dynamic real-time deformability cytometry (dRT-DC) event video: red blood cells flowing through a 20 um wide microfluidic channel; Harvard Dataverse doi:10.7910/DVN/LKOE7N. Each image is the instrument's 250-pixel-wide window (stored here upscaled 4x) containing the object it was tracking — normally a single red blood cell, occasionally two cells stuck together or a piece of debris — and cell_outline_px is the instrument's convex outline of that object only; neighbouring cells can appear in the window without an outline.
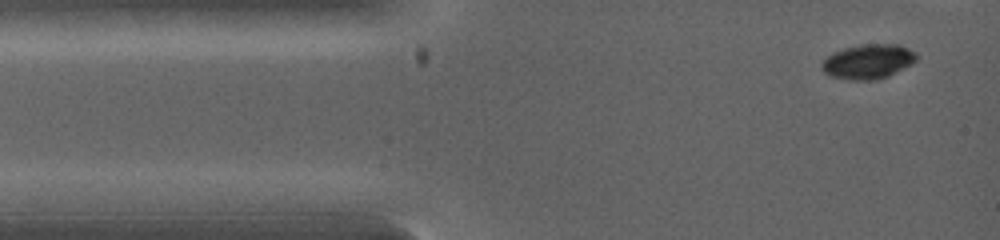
{"species": "common noctule bat (a hibernating species)", "species_latin": "Nyctalus noctula", "temperature_condition": "warm", "stored_images_in_passage": 14, "camera_frame_rate_fps": 5000, "um_per_image_px": 0.085, "animal": {"sex": "female", "body_mass_g": 19.0, "forearm_length_mm": 53.3}, "frame": {"image": 1, "passage_image": 1, "time_ms": 0.0, "image_size_px": [1000, 240], "cell_outline_px": [[916, 60], [888, 76], [876, 80], [848, 80], [828, 76], [824, 72], [820, 64], [832, 52], [844, 48], [860, 44], [900, 44], [916, 52]], "centroid_in_image_um": [73.75, 5.23], "position_along_channel_um": 11.3, "area_um2": 19.13}}
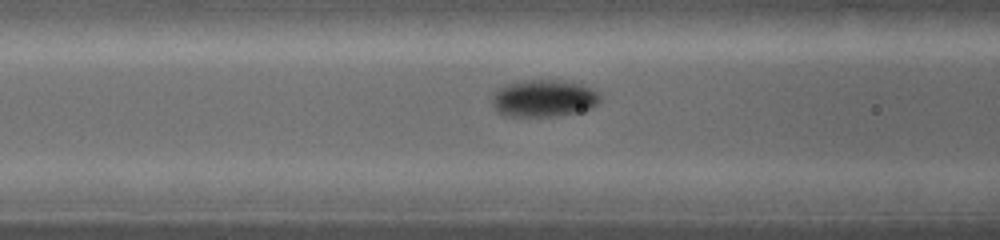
{"frame": {"image": 2, "passage_image": 10, "time_ms": 2.8, "image_size_px": [1000, 240], "cell_outline_px": [[600, 104], [592, 108], [576, 112], [556, 116], [508, 116], [496, 112], [492, 104], [492, 96], [500, 88], [512, 84], [528, 80], [552, 80], [580, 84], [600, 92]], "centroid_in_image_um": [46.25, 8.38], "position_along_channel_um": 120.3, "area_um2": 23.12}}
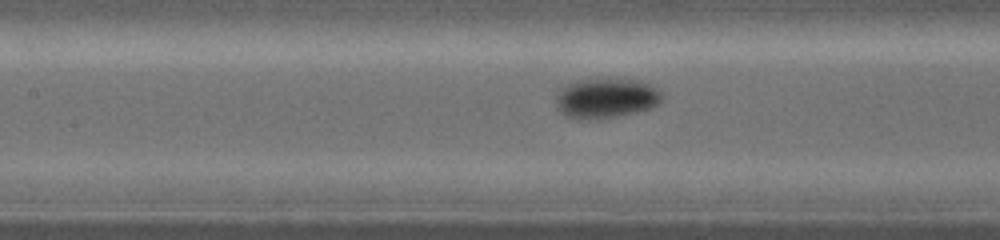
{"frame": {"image": 3, "passage_image": 12, "time_ms": 3.4, "image_size_px": [1000, 240], "cell_outline_px": [[660, 104], [648, 108], [616, 116], [564, 116], [556, 108], [556, 96], [568, 84], [580, 80], [636, 80], [648, 84], [660, 92]], "centroid_in_image_um": [51.5, 8.32], "position_along_channel_um": 155.9, "area_um2": 23.12}}